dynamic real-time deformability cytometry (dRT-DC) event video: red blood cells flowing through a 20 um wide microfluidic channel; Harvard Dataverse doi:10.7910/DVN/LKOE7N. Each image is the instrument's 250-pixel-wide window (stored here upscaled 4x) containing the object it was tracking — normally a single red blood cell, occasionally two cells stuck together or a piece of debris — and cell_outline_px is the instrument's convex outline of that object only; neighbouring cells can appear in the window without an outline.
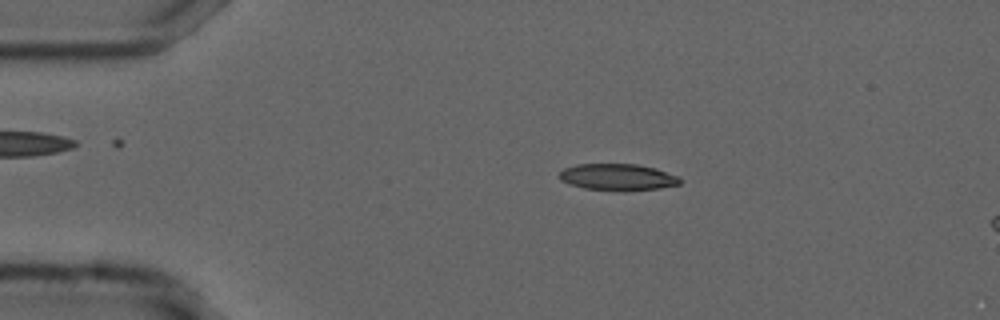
{"species": "common noctule bat (a hibernating species)", "species_latin": "Nyctalus noctula", "temperature_condition": "cold", "stored_images_in_passage": 16, "camera_frame_rate_fps": 3000, "um_per_image_px": 0.085, "animal": {"sex": "male", "forearm_length_mm": 52.5}, "frame": {"image": 1, "passage_image": 10, "time_ms": 3.0, "image_size_px": [1000, 320], "cell_outline_px": [[680, 184], [660, 188], [624, 192], [584, 188], [568, 184], [560, 180], [556, 176], [564, 168], [576, 164], [636, 164], [656, 168], [680, 176]], "centroid_in_image_um": [52.49, 15.06], "position_along_channel_um": 32.5, "area_um2": 19.13}}